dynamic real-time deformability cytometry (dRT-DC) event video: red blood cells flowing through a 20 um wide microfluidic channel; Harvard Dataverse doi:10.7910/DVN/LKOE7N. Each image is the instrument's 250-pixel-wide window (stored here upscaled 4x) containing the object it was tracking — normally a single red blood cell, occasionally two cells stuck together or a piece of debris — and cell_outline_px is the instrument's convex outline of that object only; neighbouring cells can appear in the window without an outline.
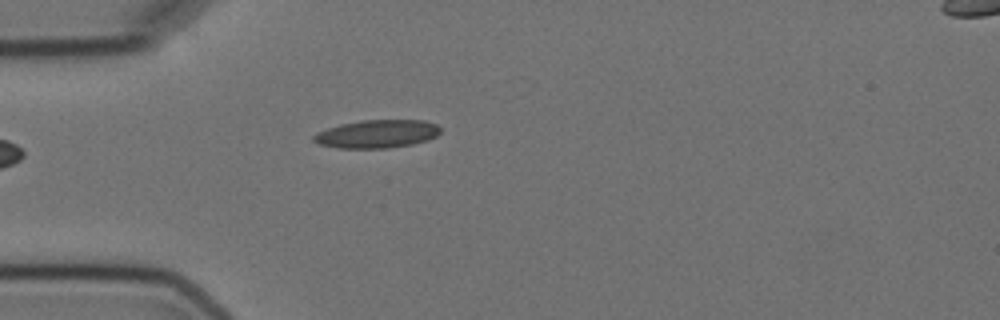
{"species": "Egyptian fruit bat (a non-hibernating species)", "species_latin": "Rousettus aegyptiacus", "temperature_condition": "cold", "stored_images_in_passage": 4, "camera_frame_rate_fps": 3000, "um_per_image_px": 0.085, "animal": {"sex": "female"}, "frame": {"image": 1, "passage_image": 4, "time_ms": 4.667, "image_size_px": [1000, 320], "cell_outline_px": [[440, 132], [436, 136], [428, 140], [412, 144], [388, 148], [336, 148], [320, 144], [312, 140], [312, 136], [316, 132], [340, 124], [360, 120], [424, 120], [436, 124], [440, 128]], "centroid_in_image_um": [32.03, 11.38], "position_along_channel_um": 53.0, "area_um2": 20.87}}